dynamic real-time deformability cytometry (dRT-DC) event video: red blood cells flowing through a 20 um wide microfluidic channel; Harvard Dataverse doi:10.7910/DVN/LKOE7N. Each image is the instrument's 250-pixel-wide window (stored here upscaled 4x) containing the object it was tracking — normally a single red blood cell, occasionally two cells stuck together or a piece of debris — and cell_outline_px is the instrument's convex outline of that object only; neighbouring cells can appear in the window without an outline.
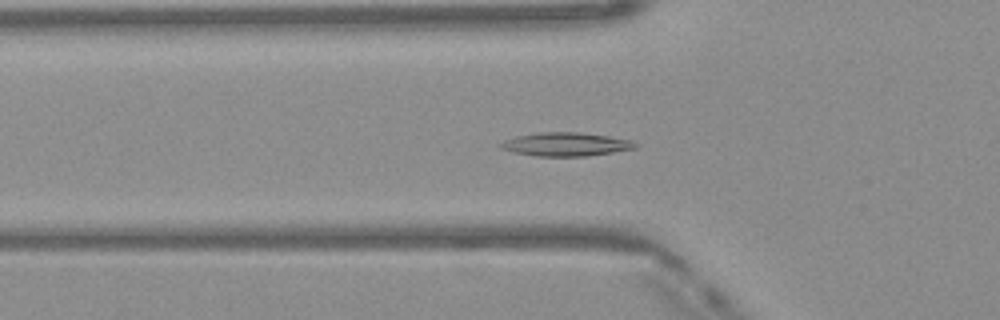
{"species": "Egyptian fruit bat (a non-hibernating species)", "species_latin": "Rousettus aegyptiacus", "temperature_condition": "warm", "stored_images_in_passage": 39, "camera_frame_rate_fps": 3000, "um_per_image_px": 0.085, "frame": {"image": 1, "passage_image": 7, "time_ms": 2.0, "image_size_px": [1000, 320], "cell_outline_px": [[640, 144], [636, 148], [588, 156], [536, 156], [512, 152], [500, 148], [496, 144], [504, 140], [516, 136], [540, 132], [576, 132], [608, 136], [632, 140]], "centroid_in_image_um": [48.07, 12.26], "position_along_channel_um": 77.7, "area_um2": 18.61}}
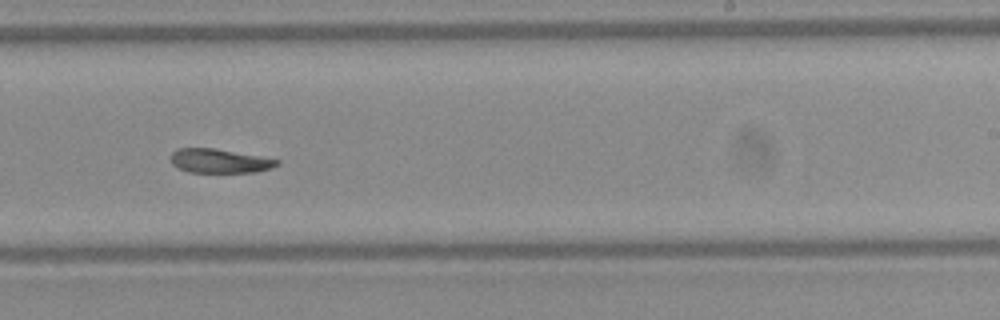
{"frame": {"image": 2, "passage_image": 21, "time_ms": 6.667, "image_size_px": [1000, 320], "cell_outline_px": [[280, 164], [272, 168], [256, 172], [188, 172], [172, 164], [172, 152], [176, 148], [212, 148], [260, 156], [280, 160]], "centroid_in_image_um": [18.69, 13.68], "position_along_channel_um": 270.3, "area_um2": 14.8}}
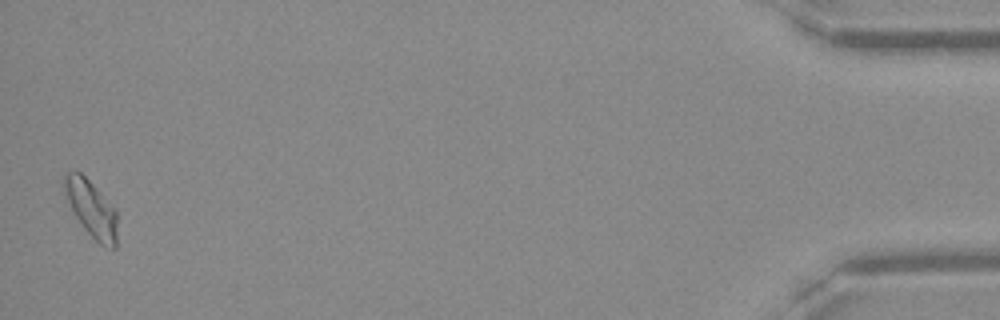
{"frame": {"image": 3, "passage_image": 39, "time_ms": 12.667, "image_size_px": [1000, 320], "cell_outline_px": [[116, 248], [104, 248], [84, 228], [76, 216], [60, 184], [64, 172], [80, 172], [116, 208]], "centroid_in_image_um": [7.75, 17.72], "position_along_channel_um": 427.5, "area_um2": 17.4}}